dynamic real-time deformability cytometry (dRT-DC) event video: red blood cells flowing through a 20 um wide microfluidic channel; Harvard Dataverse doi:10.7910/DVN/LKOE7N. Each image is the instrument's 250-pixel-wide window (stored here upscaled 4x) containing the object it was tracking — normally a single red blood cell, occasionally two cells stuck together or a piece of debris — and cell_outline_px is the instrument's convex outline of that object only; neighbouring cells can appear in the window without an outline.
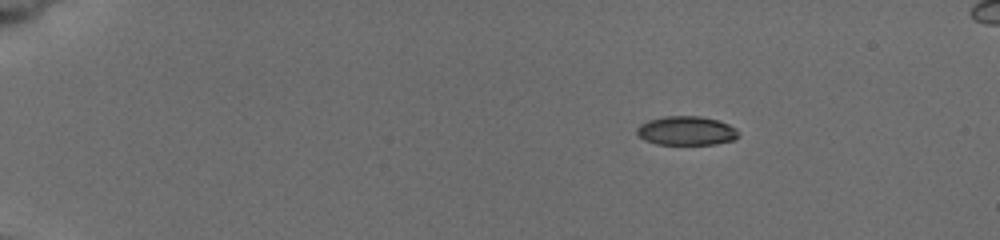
{"species": "common noctule bat (a hibernating species)", "species_latin": "Nyctalus noctula", "temperature_condition": "cold", "stored_images_in_passage": 7, "segment_of_instrument_passage": [1, 2], "camera_frame_rate_fps": 3000, "um_per_image_px": 0.085, "animal": {"sex": "female", "body_mass_g": 19.5, "forearm_length_mm": 54.1}, "frame": {"image": 1, "passage_image": 3, "time_ms": 2.0, "image_size_px": [1000, 240], "cell_outline_px": [[740, 136], [732, 140], [716, 144], [656, 144], [644, 140], [636, 132], [636, 128], [640, 124], [648, 120], [664, 116], [700, 116], [716, 120], [728, 124], [736, 128], [740, 132]], "centroid_in_image_um": [58.34, 11.11], "position_along_channel_um": 26.7, "area_um2": 17.22}}